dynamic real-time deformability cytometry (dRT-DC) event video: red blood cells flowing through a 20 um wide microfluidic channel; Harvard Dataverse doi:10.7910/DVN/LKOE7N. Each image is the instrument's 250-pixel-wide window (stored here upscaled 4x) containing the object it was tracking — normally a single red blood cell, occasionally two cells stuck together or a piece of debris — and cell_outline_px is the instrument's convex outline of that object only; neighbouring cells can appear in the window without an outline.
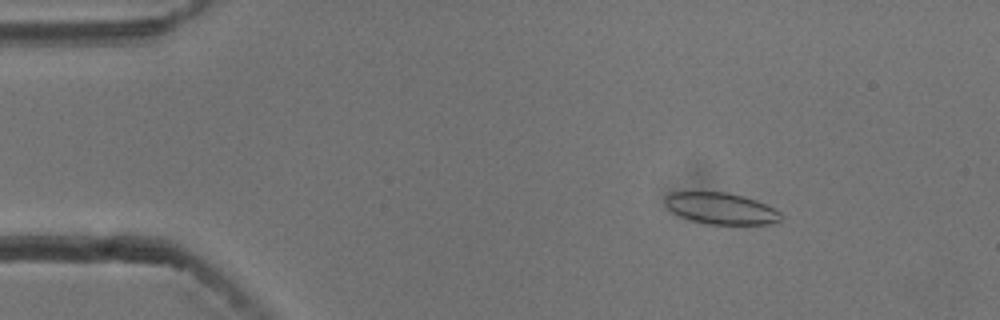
{"species": "common noctule bat (a hibernating species)", "species_latin": "Nyctalus noctula", "temperature_condition": "cold", "stored_images_in_passage": 54, "camera_frame_rate_fps": 3000, "um_per_image_px": 0.085, "animal": {"sex": "male", "body_mass_g": 13.3}, "frame": {"image": 1, "passage_image": 8, "time_ms": 2.333, "image_size_px": [1000, 320], "cell_outline_px": [[784, 216], [780, 220], [772, 224], [708, 224], [692, 220], [680, 216], [672, 212], [664, 204], [664, 200], [672, 192], [728, 192], [744, 196], [756, 200], [780, 212]], "centroid_in_image_um": [61.29, 17.72], "position_along_channel_um": 23.7, "area_um2": 21.15}}
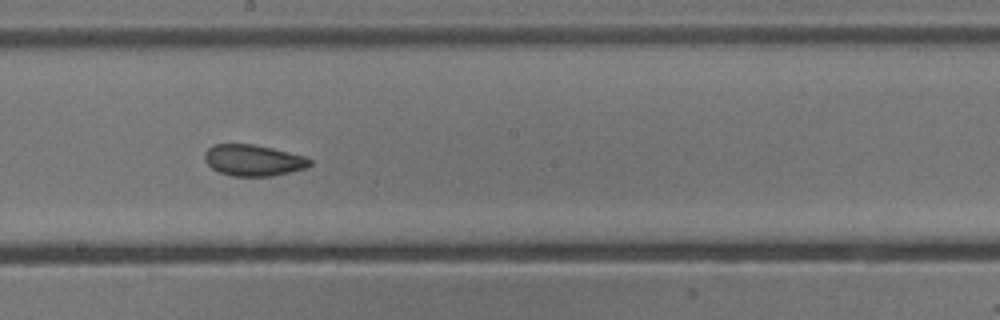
{"frame": {"image": 2, "passage_image": 30, "time_ms": 9.667, "image_size_px": [1000, 320], "cell_outline_px": [[312, 164], [308, 168], [272, 176], [232, 176], [220, 172], [212, 168], [204, 160], [204, 152], [212, 144], [252, 144], [272, 148], [304, 156], [312, 160]], "centroid_in_image_um": [21.53, 13.62], "position_along_channel_um": 226.7, "area_um2": 19.25}}
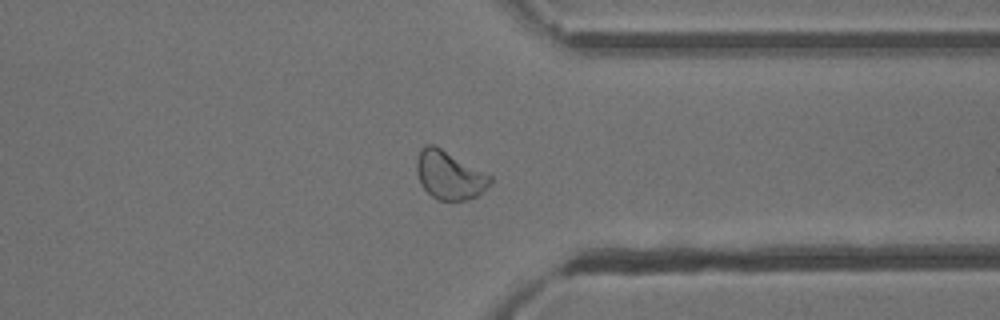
{"frame": {"image": 3, "passage_image": 42, "time_ms": 13.667, "image_size_px": [1000, 320], "cell_outline_px": [[492, 180], [476, 196], [468, 200], [436, 200], [420, 184], [416, 172], [416, 160], [420, 148], [428, 144], [432, 144], [440, 148], [492, 176]], "centroid_in_image_um": [38.14, 14.89], "position_along_channel_um": 373.3, "area_um2": 20.4}, "authors_computed_cell_mechanics": {"area_um2": 20.9814, "velocity_mm_per_s": 3.7522, "shape_relaxation_time_tau1_ms": 7.5882, "shape_relaxation_time_tau2_ms": 1.9417, "deformation_change_tau1": 0.1192, "deformation_change_tau2": 0.0608}}